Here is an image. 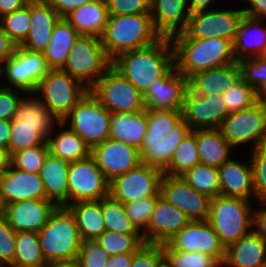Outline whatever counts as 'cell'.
Returning <instances> with one entry per match:
<instances>
[{"instance_id":"2","label":"cell","mask_w":266,"mask_h":267,"mask_svg":"<svg viewBox=\"0 0 266 267\" xmlns=\"http://www.w3.org/2000/svg\"><path fill=\"white\" fill-rule=\"evenodd\" d=\"M162 36L156 31L150 13L109 15L101 44L113 60L119 54L157 42Z\"/></svg>"},{"instance_id":"17","label":"cell","mask_w":266,"mask_h":267,"mask_svg":"<svg viewBox=\"0 0 266 267\" xmlns=\"http://www.w3.org/2000/svg\"><path fill=\"white\" fill-rule=\"evenodd\" d=\"M160 195L185 213L191 221H204L209 216L211 198L197 192L182 177L163 174Z\"/></svg>"},{"instance_id":"31","label":"cell","mask_w":266,"mask_h":267,"mask_svg":"<svg viewBox=\"0 0 266 267\" xmlns=\"http://www.w3.org/2000/svg\"><path fill=\"white\" fill-rule=\"evenodd\" d=\"M46 142L51 155L69 163L87 158L91 152L85 141L62 121L56 124Z\"/></svg>"},{"instance_id":"25","label":"cell","mask_w":266,"mask_h":267,"mask_svg":"<svg viewBox=\"0 0 266 267\" xmlns=\"http://www.w3.org/2000/svg\"><path fill=\"white\" fill-rule=\"evenodd\" d=\"M30 17V31L20 46L29 51L43 53L61 17L46 0L30 1Z\"/></svg>"},{"instance_id":"21","label":"cell","mask_w":266,"mask_h":267,"mask_svg":"<svg viewBox=\"0 0 266 267\" xmlns=\"http://www.w3.org/2000/svg\"><path fill=\"white\" fill-rule=\"evenodd\" d=\"M57 207L48 199L17 201L5 205L3 218L16 232H39Z\"/></svg>"},{"instance_id":"68","label":"cell","mask_w":266,"mask_h":267,"mask_svg":"<svg viewBox=\"0 0 266 267\" xmlns=\"http://www.w3.org/2000/svg\"><path fill=\"white\" fill-rule=\"evenodd\" d=\"M4 210H5V204L3 202V199H2V196H1V190H0V218H3Z\"/></svg>"},{"instance_id":"44","label":"cell","mask_w":266,"mask_h":267,"mask_svg":"<svg viewBox=\"0 0 266 267\" xmlns=\"http://www.w3.org/2000/svg\"><path fill=\"white\" fill-rule=\"evenodd\" d=\"M0 25L16 46H20L31 27L30 1L23 8L0 17Z\"/></svg>"},{"instance_id":"52","label":"cell","mask_w":266,"mask_h":267,"mask_svg":"<svg viewBox=\"0 0 266 267\" xmlns=\"http://www.w3.org/2000/svg\"><path fill=\"white\" fill-rule=\"evenodd\" d=\"M109 256L96 239H86L81 241L77 260L79 267H104Z\"/></svg>"},{"instance_id":"69","label":"cell","mask_w":266,"mask_h":267,"mask_svg":"<svg viewBox=\"0 0 266 267\" xmlns=\"http://www.w3.org/2000/svg\"><path fill=\"white\" fill-rule=\"evenodd\" d=\"M3 267H26V266H18V265H15V264H8V265H5Z\"/></svg>"},{"instance_id":"22","label":"cell","mask_w":266,"mask_h":267,"mask_svg":"<svg viewBox=\"0 0 266 267\" xmlns=\"http://www.w3.org/2000/svg\"><path fill=\"white\" fill-rule=\"evenodd\" d=\"M190 131L188 125L181 120L163 138L145 136L139 148L141 161L164 174L168 170L174 151Z\"/></svg>"},{"instance_id":"50","label":"cell","mask_w":266,"mask_h":267,"mask_svg":"<svg viewBox=\"0 0 266 267\" xmlns=\"http://www.w3.org/2000/svg\"><path fill=\"white\" fill-rule=\"evenodd\" d=\"M253 169L254 199L256 203L266 202V144L250 150Z\"/></svg>"},{"instance_id":"29","label":"cell","mask_w":266,"mask_h":267,"mask_svg":"<svg viewBox=\"0 0 266 267\" xmlns=\"http://www.w3.org/2000/svg\"><path fill=\"white\" fill-rule=\"evenodd\" d=\"M241 77L238 61L209 70L199 71L188 78L191 92L199 95L224 93Z\"/></svg>"},{"instance_id":"71","label":"cell","mask_w":266,"mask_h":267,"mask_svg":"<svg viewBox=\"0 0 266 267\" xmlns=\"http://www.w3.org/2000/svg\"><path fill=\"white\" fill-rule=\"evenodd\" d=\"M0 78H1V65H0ZM1 80V79H0ZM2 82L0 81V84H1Z\"/></svg>"},{"instance_id":"20","label":"cell","mask_w":266,"mask_h":267,"mask_svg":"<svg viewBox=\"0 0 266 267\" xmlns=\"http://www.w3.org/2000/svg\"><path fill=\"white\" fill-rule=\"evenodd\" d=\"M191 220L185 213L159 195L146 230L142 233L144 244L162 245Z\"/></svg>"},{"instance_id":"16","label":"cell","mask_w":266,"mask_h":267,"mask_svg":"<svg viewBox=\"0 0 266 267\" xmlns=\"http://www.w3.org/2000/svg\"><path fill=\"white\" fill-rule=\"evenodd\" d=\"M162 248L185 252L199 251L213 256L219 263L223 262L225 256V248L207 220L190 221L167 243L162 244Z\"/></svg>"},{"instance_id":"38","label":"cell","mask_w":266,"mask_h":267,"mask_svg":"<svg viewBox=\"0 0 266 267\" xmlns=\"http://www.w3.org/2000/svg\"><path fill=\"white\" fill-rule=\"evenodd\" d=\"M15 118L21 124L29 126H56L59 122L34 93H25L22 96Z\"/></svg>"},{"instance_id":"24","label":"cell","mask_w":266,"mask_h":267,"mask_svg":"<svg viewBox=\"0 0 266 267\" xmlns=\"http://www.w3.org/2000/svg\"><path fill=\"white\" fill-rule=\"evenodd\" d=\"M242 160L232 156L218 168L220 195L255 201L251 161Z\"/></svg>"},{"instance_id":"43","label":"cell","mask_w":266,"mask_h":267,"mask_svg":"<svg viewBox=\"0 0 266 267\" xmlns=\"http://www.w3.org/2000/svg\"><path fill=\"white\" fill-rule=\"evenodd\" d=\"M96 240L110 256L136 252L143 244L142 234H119L105 230Z\"/></svg>"},{"instance_id":"54","label":"cell","mask_w":266,"mask_h":267,"mask_svg":"<svg viewBox=\"0 0 266 267\" xmlns=\"http://www.w3.org/2000/svg\"><path fill=\"white\" fill-rule=\"evenodd\" d=\"M16 233L4 218H0V267L14 261Z\"/></svg>"},{"instance_id":"45","label":"cell","mask_w":266,"mask_h":267,"mask_svg":"<svg viewBox=\"0 0 266 267\" xmlns=\"http://www.w3.org/2000/svg\"><path fill=\"white\" fill-rule=\"evenodd\" d=\"M226 102L229 113L241 111L258 102L257 93L243 80L241 76L221 95Z\"/></svg>"},{"instance_id":"27","label":"cell","mask_w":266,"mask_h":267,"mask_svg":"<svg viewBox=\"0 0 266 267\" xmlns=\"http://www.w3.org/2000/svg\"><path fill=\"white\" fill-rule=\"evenodd\" d=\"M225 267H266V242L253 230L225 248Z\"/></svg>"},{"instance_id":"47","label":"cell","mask_w":266,"mask_h":267,"mask_svg":"<svg viewBox=\"0 0 266 267\" xmlns=\"http://www.w3.org/2000/svg\"><path fill=\"white\" fill-rule=\"evenodd\" d=\"M147 133L145 136H162L182 120L181 111L146 109Z\"/></svg>"},{"instance_id":"18","label":"cell","mask_w":266,"mask_h":267,"mask_svg":"<svg viewBox=\"0 0 266 267\" xmlns=\"http://www.w3.org/2000/svg\"><path fill=\"white\" fill-rule=\"evenodd\" d=\"M90 155L109 182L142 163L139 149L112 138L93 147Z\"/></svg>"},{"instance_id":"4","label":"cell","mask_w":266,"mask_h":267,"mask_svg":"<svg viewBox=\"0 0 266 267\" xmlns=\"http://www.w3.org/2000/svg\"><path fill=\"white\" fill-rule=\"evenodd\" d=\"M253 203L251 200L221 195L211 198L207 222L224 248L252 230Z\"/></svg>"},{"instance_id":"37","label":"cell","mask_w":266,"mask_h":267,"mask_svg":"<svg viewBox=\"0 0 266 267\" xmlns=\"http://www.w3.org/2000/svg\"><path fill=\"white\" fill-rule=\"evenodd\" d=\"M55 126H29L21 124L14 118L11 121V132L8 144L10 156L17 151L46 144Z\"/></svg>"},{"instance_id":"35","label":"cell","mask_w":266,"mask_h":267,"mask_svg":"<svg viewBox=\"0 0 266 267\" xmlns=\"http://www.w3.org/2000/svg\"><path fill=\"white\" fill-rule=\"evenodd\" d=\"M80 34L64 19L61 18L55 25L51 40L43 52L51 70H60L64 67L71 48Z\"/></svg>"},{"instance_id":"57","label":"cell","mask_w":266,"mask_h":267,"mask_svg":"<svg viewBox=\"0 0 266 267\" xmlns=\"http://www.w3.org/2000/svg\"><path fill=\"white\" fill-rule=\"evenodd\" d=\"M256 204L259 206L255 205L252 211V230L266 242V202Z\"/></svg>"},{"instance_id":"41","label":"cell","mask_w":266,"mask_h":267,"mask_svg":"<svg viewBox=\"0 0 266 267\" xmlns=\"http://www.w3.org/2000/svg\"><path fill=\"white\" fill-rule=\"evenodd\" d=\"M102 214L107 231L119 234H141L128 218L124 204L110 196L102 199Z\"/></svg>"},{"instance_id":"23","label":"cell","mask_w":266,"mask_h":267,"mask_svg":"<svg viewBox=\"0 0 266 267\" xmlns=\"http://www.w3.org/2000/svg\"><path fill=\"white\" fill-rule=\"evenodd\" d=\"M0 190L5 205L29 199H46L39 173L22 171L11 165L0 174Z\"/></svg>"},{"instance_id":"19","label":"cell","mask_w":266,"mask_h":267,"mask_svg":"<svg viewBox=\"0 0 266 267\" xmlns=\"http://www.w3.org/2000/svg\"><path fill=\"white\" fill-rule=\"evenodd\" d=\"M188 89V78L180 74L174 65L144 94L145 108L181 111Z\"/></svg>"},{"instance_id":"10","label":"cell","mask_w":266,"mask_h":267,"mask_svg":"<svg viewBox=\"0 0 266 267\" xmlns=\"http://www.w3.org/2000/svg\"><path fill=\"white\" fill-rule=\"evenodd\" d=\"M89 92L111 113H137L146 110L144 95L113 66Z\"/></svg>"},{"instance_id":"36","label":"cell","mask_w":266,"mask_h":267,"mask_svg":"<svg viewBox=\"0 0 266 267\" xmlns=\"http://www.w3.org/2000/svg\"><path fill=\"white\" fill-rule=\"evenodd\" d=\"M73 214L81 239H96L105 226L102 214V199L78 201L66 206Z\"/></svg>"},{"instance_id":"39","label":"cell","mask_w":266,"mask_h":267,"mask_svg":"<svg viewBox=\"0 0 266 267\" xmlns=\"http://www.w3.org/2000/svg\"><path fill=\"white\" fill-rule=\"evenodd\" d=\"M46 263L38 232H17L15 256L12 264L26 267H43Z\"/></svg>"},{"instance_id":"51","label":"cell","mask_w":266,"mask_h":267,"mask_svg":"<svg viewBox=\"0 0 266 267\" xmlns=\"http://www.w3.org/2000/svg\"><path fill=\"white\" fill-rule=\"evenodd\" d=\"M156 199L157 197H146L124 204L128 218L141 234L146 230Z\"/></svg>"},{"instance_id":"33","label":"cell","mask_w":266,"mask_h":267,"mask_svg":"<svg viewBox=\"0 0 266 267\" xmlns=\"http://www.w3.org/2000/svg\"><path fill=\"white\" fill-rule=\"evenodd\" d=\"M195 137L200 164L219 168L236 151L220 129L195 130Z\"/></svg>"},{"instance_id":"14","label":"cell","mask_w":266,"mask_h":267,"mask_svg":"<svg viewBox=\"0 0 266 267\" xmlns=\"http://www.w3.org/2000/svg\"><path fill=\"white\" fill-rule=\"evenodd\" d=\"M67 183L68 205L109 196V181L91 155L70 163Z\"/></svg>"},{"instance_id":"60","label":"cell","mask_w":266,"mask_h":267,"mask_svg":"<svg viewBox=\"0 0 266 267\" xmlns=\"http://www.w3.org/2000/svg\"><path fill=\"white\" fill-rule=\"evenodd\" d=\"M16 44L0 25V65H2L15 51Z\"/></svg>"},{"instance_id":"30","label":"cell","mask_w":266,"mask_h":267,"mask_svg":"<svg viewBox=\"0 0 266 267\" xmlns=\"http://www.w3.org/2000/svg\"><path fill=\"white\" fill-rule=\"evenodd\" d=\"M69 165V162L48 153L39 171L46 199L53 201L57 206L68 205Z\"/></svg>"},{"instance_id":"67","label":"cell","mask_w":266,"mask_h":267,"mask_svg":"<svg viewBox=\"0 0 266 267\" xmlns=\"http://www.w3.org/2000/svg\"><path fill=\"white\" fill-rule=\"evenodd\" d=\"M258 102L266 107V85L258 93Z\"/></svg>"},{"instance_id":"66","label":"cell","mask_w":266,"mask_h":267,"mask_svg":"<svg viewBox=\"0 0 266 267\" xmlns=\"http://www.w3.org/2000/svg\"><path fill=\"white\" fill-rule=\"evenodd\" d=\"M10 159L11 156L8 149L0 145V174H2L4 170L10 166Z\"/></svg>"},{"instance_id":"40","label":"cell","mask_w":266,"mask_h":267,"mask_svg":"<svg viewBox=\"0 0 266 267\" xmlns=\"http://www.w3.org/2000/svg\"><path fill=\"white\" fill-rule=\"evenodd\" d=\"M198 164H200V159L195 130H191L174 151L168 170L164 174L172 177H182Z\"/></svg>"},{"instance_id":"15","label":"cell","mask_w":266,"mask_h":267,"mask_svg":"<svg viewBox=\"0 0 266 267\" xmlns=\"http://www.w3.org/2000/svg\"><path fill=\"white\" fill-rule=\"evenodd\" d=\"M222 93L199 95L189 89L181 110L182 120L191 130L220 129L224 118L229 114Z\"/></svg>"},{"instance_id":"34","label":"cell","mask_w":266,"mask_h":267,"mask_svg":"<svg viewBox=\"0 0 266 267\" xmlns=\"http://www.w3.org/2000/svg\"><path fill=\"white\" fill-rule=\"evenodd\" d=\"M146 133V110L137 113H111L110 138L139 149Z\"/></svg>"},{"instance_id":"46","label":"cell","mask_w":266,"mask_h":267,"mask_svg":"<svg viewBox=\"0 0 266 267\" xmlns=\"http://www.w3.org/2000/svg\"><path fill=\"white\" fill-rule=\"evenodd\" d=\"M167 267H217L220 263L211 255L199 251L163 249Z\"/></svg>"},{"instance_id":"48","label":"cell","mask_w":266,"mask_h":267,"mask_svg":"<svg viewBox=\"0 0 266 267\" xmlns=\"http://www.w3.org/2000/svg\"><path fill=\"white\" fill-rule=\"evenodd\" d=\"M48 153L47 143L23 149L11 155L10 165L22 171L39 173Z\"/></svg>"},{"instance_id":"56","label":"cell","mask_w":266,"mask_h":267,"mask_svg":"<svg viewBox=\"0 0 266 267\" xmlns=\"http://www.w3.org/2000/svg\"><path fill=\"white\" fill-rule=\"evenodd\" d=\"M24 91L0 85V120L12 121Z\"/></svg>"},{"instance_id":"63","label":"cell","mask_w":266,"mask_h":267,"mask_svg":"<svg viewBox=\"0 0 266 267\" xmlns=\"http://www.w3.org/2000/svg\"><path fill=\"white\" fill-rule=\"evenodd\" d=\"M190 13L214 9L213 3L218 0H188Z\"/></svg>"},{"instance_id":"58","label":"cell","mask_w":266,"mask_h":267,"mask_svg":"<svg viewBox=\"0 0 266 267\" xmlns=\"http://www.w3.org/2000/svg\"><path fill=\"white\" fill-rule=\"evenodd\" d=\"M57 12V14L64 18L70 12L79 8L80 6L90 3L95 0H46Z\"/></svg>"},{"instance_id":"55","label":"cell","mask_w":266,"mask_h":267,"mask_svg":"<svg viewBox=\"0 0 266 267\" xmlns=\"http://www.w3.org/2000/svg\"><path fill=\"white\" fill-rule=\"evenodd\" d=\"M109 15H132L151 12V0H105Z\"/></svg>"},{"instance_id":"49","label":"cell","mask_w":266,"mask_h":267,"mask_svg":"<svg viewBox=\"0 0 266 267\" xmlns=\"http://www.w3.org/2000/svg\"><path fill=\"white\" fill-rule=\"evenodd\" d=\"M243 80L258 93L266 85V56H256L238 61Z\"/></svg>"},{"instance_id":"8","label":"cell","mask_w":266,"mask_h":267,"mask_svg":"<svg viewBox=\"0 0 266 267\" xmlns=\"http://www.w3.org/2000/svg\"><path fill=\"white\" fill-rule=\"evenodd\" d=\"M111 112L88 92L62 120L92 149L110 138Z\"/></svg>"},{"instance_id":"65","label":"cell","mask_w":266,"mask_h":267,"mask_svg":"<svg viewBox=\"0 0 266 267\" xmlns=\"http://www.w3.org/2000/svg\"><path fill=\"white\" fill-rule=\"evenodd\" d=\"M43 267H79V263L77 258L68 260H55L47 262Z\"/></svg>"},{"instance_id":"6","label":"cell","mask_w":266,"mask_h":267,"mask_svg":"<svg viewBox=\"0 0 266 267\" xmlns=\"http://www.w3.org/2000/svg\"><path fill=\"white\" fill-rule=\"evenodd\" d=\"M112 66L100 37L80 35L61 69L90 89Z\"/></svg>"},{"instance_id":"42","label":"cell","mask_w":266,"mask_h":267,"mask_svg":"<svg viewBox=\"0 0 266 267\" xmlns=\"http://www.w3.org/2000/svg\"><path fill=\"white\" fill-rule=\"evenodd\" d=\"M182 178L197 192L210 198L220 195L218 168L198 164L191 168Z\"/></svg>"},{"instance_id":"28","label":"cell","mask_w":266,"mask_h":267,"mask_svg":"<svg viewBox=\"0 0 266 267\" xmlns=\"http://www.w3.org/2000/svg\"><path fill=\"white\" fill-rule=\"evenodd\" d=\"M266 26L264 20L244 15L233 42L236 61L265 55Z\"/></svg>"},{"instance_id":"12","label":"cell","mask_w":266,"mask_h":267,"mask_svg":"<svg viewBox=\"0 0 266 267\" xmlns=\"http://www.w3.org/2000/svg\"><path fill=\"white\" fill-rule=\"evenodd\" d=\"M220 130L234 148L251 143L249 150H252L265 145L266 107L257 102L247 109L229 113L224 118Z\"/></svg>"},{"instance_id":"32","label":"cell","mask_w":266,"mask_h":267,"mask_svg":"<svg viewBox=\"0 0 266 267\" xmlns=\"http://www.w3.org/2000/svg\"><path fill=\"white\" fill-rule=\"evenodd\" d=\"M105 0H95L70 12L64 19L80 34L100 37L108 22Z\"/></svg>"},{"instance_id":"59","label":"cell","mask_w":266,"mask_h":267,"mask_svg":"<svg viewBox=\"0 0 266 267\" xmlns=\"http://www.w3.org/2000/svg\"><path fill=\"white\" fill-rule=\"evenodd\" d=\"M242 1L244 2V0ZM245 2H248L249 7H242L244 15L263 20L266 19V0H245Z\"/></svg>"},{"instance_id":"64","label":"cell","mask_w":266,"mask_h":267,"mask_svg":"<svg viewBox=\"0 0 266 267\" xmlns=\"http://www.w3.org/2000/svg\"><path fill=\"white\" fill-rule=\"evenodd\" d=\"M11 132V121L0 120V145L8 149Z\"/></svg>"},{"instance_id":"1","label":"cell","mask_w":266,"mask_h":267,"mask_svg":"<svg viewBox=\"0 0 266 267\" xmlns=\"http://www.w3.org/2000/svg\"><path fill=\"white\" fill-rule=\"evenodd\" d=\"M174 65V48L171 38L167 37L121 53L112 60V66L143 95Z\"/></svg>"},{"instance_id":"13","label":"cell","mask_w":266,"mask_h":267,"mask_svg":"<svg viewBox=\"0 0 266 267\" xmlns=\"http://www.w3.org/2000/svg\"><path fill=\"white\" fill-rule=\"evenodd\" d=\"M162 176L161 171L142 162L109 182V196L123 204L146 197H158Z\"/></svg>"},{"instance_id":"61","label":"cell","mask_w":266,"mask_h":267,"mask_svg":"<svg viewBox=\"0 0 266 267\" xmlns=\"http://www.w3.org/2000/svg\"><path fill=\"white\" fill-rule=\"evenodd\" d=\"M134 252L116 254L109 256L104 267H131Z\"/></svg>"},{"instance_id":"9","label":"cell","mask_w":266,"mask_h":267,"mask_svg":"<svg viewBox=\"0 0 266 267\" xmlns=\"http://www.w3.org/2000/svg\"><path fill=\"white\" fill-rule=\"evenodd\" d=\"M221 8V9H220ZM190 14L182 33L171 39L221 38L234 42L239 24L244 16L243 9L222 7Z\"/></svg>"},{"instance_id":"62","label":"cell","mask_w":266,"mask_h":267,"mask_svg":"<svg viewBox=\"0 0 266 267\" xmlns=\"http://www.w3.org/2000/svg\"><path fill=\"white\" fill-rule=\"evenodd\" d=\"M27 3L28 0H0V17L23 8Z\"/></svg>"},{"instance_id":"7","label":"cell","mask_w":266,"mask_h":267,"mask_svg":"<svg viewBox=\"0 0 266 267\" xmlns=\"http://www.w3.org/2000/svg\"><path fill=\"white\" fill-rule=\"evenodd\" d=\"M88 92L89 89L78 79L60 69L50 70L34 94L58 121H62Z\"/></svg>"},{"instance_id":"26","label":"cell","mask_w":266,"mask_h":267,"mask_svg":"<svg viewBox=\"0 0 266 267\" xmlns=\"http://www.w3.org/2000/svg\"><path fill=\"white\" fill-rule=\"evenodd\" d=\"M151 17L156 31L172 38L182 33L190 17L188 0H151Z\"/></svg>"},{"instance_id":"70","label":"cell","mask_w":266,"mask_h":267,"mask_svg":"<svg viewBox=\"0 0 266 267\" xmlns=\"http://www.w3.org/2000/svg\"><path fill=\"white\" fill-rule=\"evenodd\" d=\"M217 267H225L222 263H220Z\"/></svg>"},{"instance_id":"53","label":"cell","mask_w":266,"mask_h":267,"mask_svg":"<svg viewBox=\"0 0 266 267\" xmlns=\"http://www.w3.org/2000/svg\"><path fill=\"white\" fill-rule=\"evenodd\" d=\"M165 254L162 245L143 244L133 254L131 267H164Z\"/></svg>"},{"instance_id":"5","label":"cell","mask_w":266,"mask_h":267,"mask_svg":"<svg viewBox=\"0 0 266 267\" xmlns=\"http://www.w3.org/2000/svg\"><path fill=\"white\" fill-rule=\"evenodd\" d=\"M38 236L46 262L78 257L82 239L75 218L67 207L58 206Z\"/></svg>"},{"instance_id":"3","label":"cell","mask_w":266,"mask_h":267,"mask_svg":"<svg viewBox=\"0 0 266 267\" xmlns=\"http://www.w3.org/2000/svg\"><path fill=\"white\" fill-rule=\"evenodd\" d=\"M174 48V64L187 78L204 70L222 67L236 62L233 43L221 38L171 39Z\"/></svg>"},{"instance_id":"11","label":"cell","mask_w":266,"mask_h":267,"mask_svg":"<svg viewBox=\"0 0 266 267\" xmlns=\"http://www.w3.org/2000/svg\"><path fill=\"white\" fill-rule=\"evenodd\" d=\"M42 52H33L17 46L14 53L1 65L4 87L34 93L39 82L50 72ZM8 84V85H7Z\"/></svg>"}]
</instances>
